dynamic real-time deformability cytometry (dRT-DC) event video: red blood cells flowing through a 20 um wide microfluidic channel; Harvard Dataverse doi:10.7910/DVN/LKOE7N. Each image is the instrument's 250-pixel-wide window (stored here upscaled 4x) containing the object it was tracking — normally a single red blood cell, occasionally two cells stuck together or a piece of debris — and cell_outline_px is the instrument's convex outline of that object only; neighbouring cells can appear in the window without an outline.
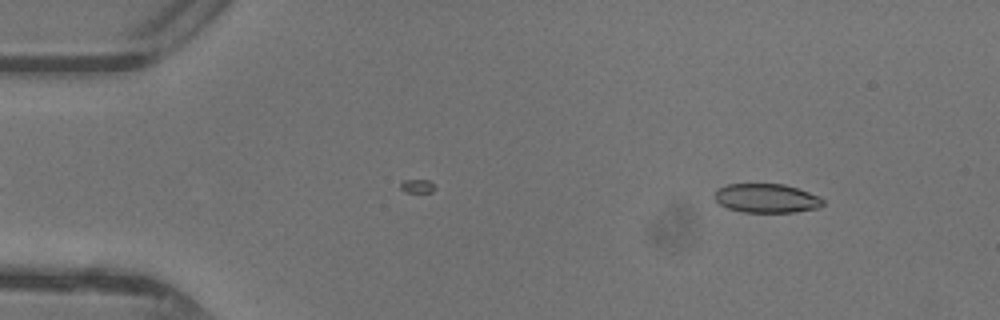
{"species": "common noctule bat (a hibernating species)", "species_latin": "Nyctalus noctula", "temperature_condition": "warm", "stored_images_in_passage": 37, "camera_frame_rate_fps": 3000, "um_per_image_px": 0.085, "animal": {"sex": "female"}, "frame": {"image": 1, "passage_image": 2, "time_ms": 0.333, "image_size_px": [1000, 320], "cell_outline_px": [[824, 204], [816, 208], [796, 212], [740, 212], [728, 208], [720, 204], [712, 196], [716, 188], [728, 184], [784, 184], [820, 196], [824, 200]], "centroid_in_image_um": [65.12, 16.85], "position_along_channel_um": 19.9, "area_um2": 18.44}}
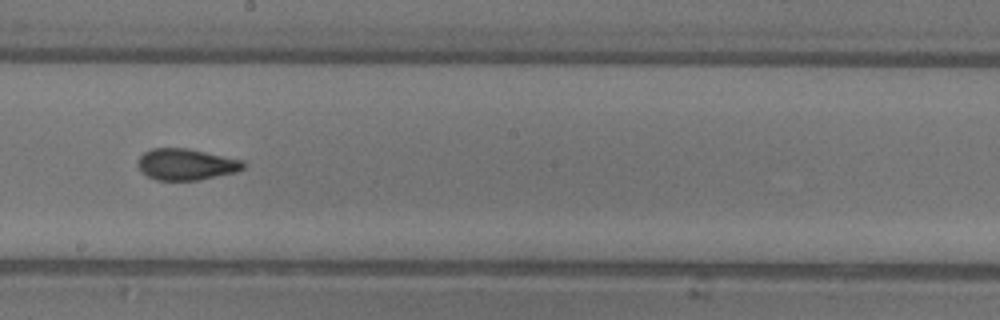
{"frame": {"image": 2, "passage_image": 23, "time_ms": 7.333, "image_size_px": [1000, 320], "cell_outline_px": [[244, 168], [236, 172], [200, 180], [156, 180], [140, 172], [140, 156], [144, 152], [152, 148], [188, 148], [244, 160]], "centroid_in_image_um": [15.85, 13.97], "position_along_channel_um": 232.4, "area_um2": 19.25}}
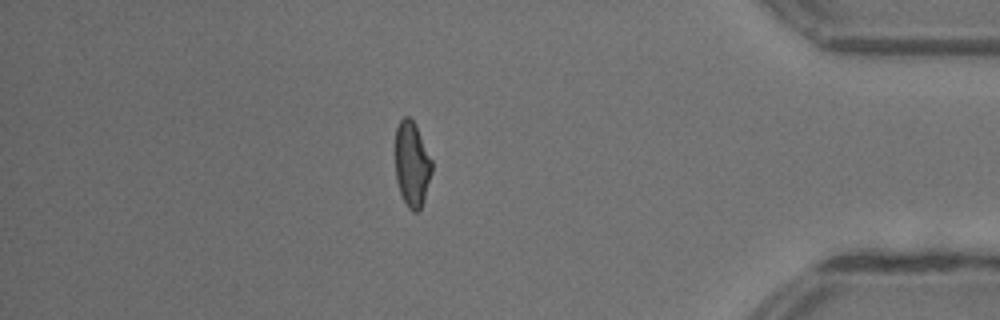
{"frame": {"image": 3, "passage_image": 37, "time_ms": 12.0, "image_size_px": [1000, 320], "cell_outline_px": [[432, 172], [424, 200], [420, 208], [416, 212], [412, 212], [408, 208], [400, 192], [396, 180], [396, 128], [400, 120], [404, 116], [408, 116], [416, 124], [432, 160]], "centroid_in_image_um": [35.02, 13.95], "position_along_channel_um": 400.2, "area_um2": 18.15}, "authors_computed_cell_mechanics": {"area_um2": 19.1896, "velocity_mm_per_s": 4.4156, "shape_relaxation_time_tau1_ms": 7.4759, "shape_relaxation_time_tau2_ms": 1.7457, "deformation_change_tau1": 0.2001, "deformation_change_tau2": 0.0675}}